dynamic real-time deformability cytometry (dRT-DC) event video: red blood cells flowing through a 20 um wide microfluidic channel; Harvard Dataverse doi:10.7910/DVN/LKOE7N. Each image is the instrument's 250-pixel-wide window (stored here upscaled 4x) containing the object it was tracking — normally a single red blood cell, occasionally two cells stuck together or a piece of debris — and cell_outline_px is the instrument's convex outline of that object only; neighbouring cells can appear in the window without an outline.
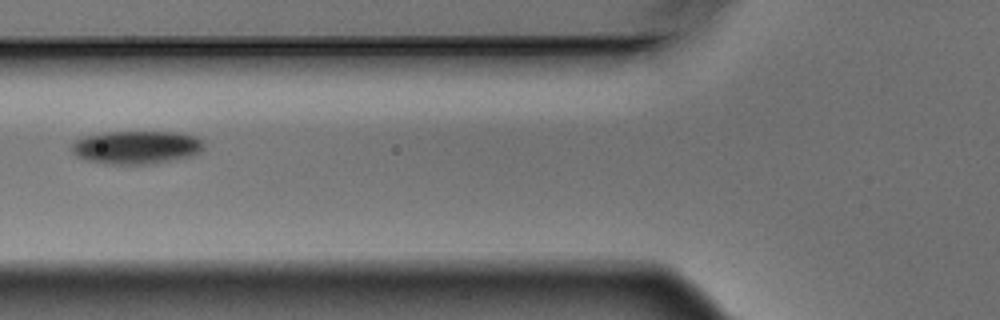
{"species": "Egyptian fruit bat (a non-hibernating species)", "species_latin": "Rousettus aegyptiacus", "temperature_condition": "warm", "stored_images_in_passage": 5, "camera_frame_rate_fps": 3000, "um_per_image_px": 0.085, "animal": {"sex": "male"}, "frame": {"image": 1, "passage_image": 5, "time_ms": 1.333, "image_size_px": [1000, 320], "cell_outline_px": [[204, 148], [200, 152], [188, 156], [172, 160], [148, 164], [104, 164], [88, 160], [76, 156], [72, 152], [72, 140], [84, 136], [104, 132], [180, 132], [196, 136], [204, 140]], "centroid_in_image_um": [11.59, 12.51], "position_along_channel_um": 114.2, "area_um2": 25.78}}